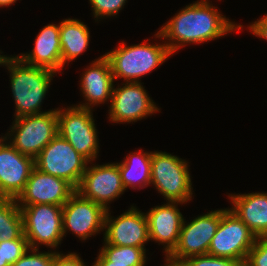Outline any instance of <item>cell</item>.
Returning <instances> with one entry per match:
<instances>
[{
    "label": "cell",
    "mask_w": 267,
    "mask_h": 266,
    "mask_svg": "<svg viewBox=\"0 0 267 266\" xmlns=\"http://www.w3.org/2000/svg\"><path fill=\"white\" fill-rule=\"evenodd\" d=\"M38 250L30 248L11 266H53L56 251L40 252Z\"/></svg>",
    "instance_id": "d4e9b609"
},
{
    "label": "cell",
    "mask_w": 267,
    "mask_h": 266,
    "mask_svg": "<svg viewBox=\"0 0 267 266\" xmlns=\"http://www.w3.org/2000/svg\"><path fill=\"white\" fill-rule=\"evenodd\" d=\"M76 189L65 179L34 168L19 196L18 205L53 204L63 206Z\"/></svg>",
    "instance_id": "2e32d148"
},
{
    "label": "cell",
    "mask_w": 267,
    "mask_h": 266,
    "mask_svg": "<svg viewBox=\"0 0 267 266\" xmlns=\"http://www.w3.org/2000/svg\"><path fill=\"white\" fill-rule=\"evenodd\" d=\"M256 236L248 226L229 208L222 214L216 233L213 236L208 254L212 256L246 260L249 250L253 247Z\"/></svg>",
    "instance_id": "30bf717a"
},
{
    "label": "cell",
    "mask_w": 267,
    "mask_h": 266,
    "mask_svg": "<svg viewBox=\"0 0 267 266\" xmlns=\"http://www.w3.org/2000/svg\"><path fill=\"white\" fill-rule=\"evenodd\" d=\"M232 210L256 236L267 235V193L229 194Z\"/></svg>",
    "instance_id": "ffe728a7"
},
{
    "label": "cell",
    "mask_w": 267,
    "mask_h": 266,
    "mask_svg": "<svg viewBox=\"0 0 267 266\" xmlns=\"http://www.w3.org/2000/svg\"><path fill=\"white\" fill-rule=\"evenodd\" d=\"M107 210L75 191L62 206V231L68 230L81 240L104 231Z\"/></svg>",
    "instance_id": "8fae6325"
},
{
    "label": "cell",
    "mask_w": 267,
    "mask_h": 266,
    "mask_svg": "<svg viewBox=\"0 0 267 266\" xmlns=\"http://www.w3.org/2000/svg\"><path fill=\"white\" fill-rule=\"evenodd\" d=\"M94 19L116 16L124 8L127 0H89Z\"/></svg>",
    "instance_id": "484cf974"
},
{
    "label": "cell",
    "mask_w": 267,
    "mask_h": 266,
    "mask_svg": "<svg viewBox=\"0 0 267 266\" xmlns=\"http://www.w3.org/2000/svg\"><path fill=\"white\" fill-rule=\"evenodd\" d=\"M59 36L63 70L67 62H72L88 49L90 31L88 26L81 20L66 18L60 22Z\"/></svg>",
    "instance_id": "44dd1931"
},
{
    "label": "cell",
    "mask_w": 267,
    "mask_h": 266,
    "mask_svg": "<svg viewBox=\"0 0 267 266\" xmlns=\"http://www.w3.org/2000/svg\"><path fill=\"white\" fill-rule=\"evenodd\" d=\"M107 210L103 238L107 244L115 246H132L145 249L149 240L148 219L144 212L131 206L127 212L117 218Z\"/></svg>",
    "instance_id": "5bb4252c"
},
{
    "label": "cell",
    "mask_w": 267,
    "mask_h": 266,
    "mask_svg": "<svg viewBox=\"0 0 267 266\" xmlns=\"http://www.w3.org/2000/svg\"><path fill=\"white\" fill-rule=\"evenodd\" d=\"M113 88L109 120L115 123H133L160 111L141 82H126Z\"/></svg>",
    "instance_id": "4fadbf2b"
},
{
    "label": "cell",
    "mask_w": 267,
    "mask_h": 266,
    "mask_svg": "<svg viewBox=\"0 0 267 266\" xmlns=\"http://www.w3.org/2000/svg\"><path fill=\"white\" fill-rule=\"evenodd\" d=\"M114 78L108 58L103 56L95 59L85 69L80 78V90L83 93L85 103L75 106L93 109V106L111 102L113 94Z\"/></svg>",
    "instance_id": "ac0fdd59"
},
{
    "label": "cell",
    "mask_w": 267,
    "mask_h": 266,
    "mask_svg": "<svg viewBox=\"0 0 267 266\" xmlns=\"http://www.w3.org/2000/svg\"><path fill=\"white\" fill-rule=\"evenodd\" d=\"M130 152L123 160L118 162L121 180L125 189H143L151 182V157L152 152ZM139 187V188H138Z\"/></svg>",
    "instance_id": "7402d4cb"
},
{
    "label": "cell",
    "mask_w": 267,
    "mask_h": 266,
    "mask_svg": "<svg viewBox=\"0 0 267 266\" xmlns=\"http://www.w3.org/2000/svg\"><path fill=\"white\" fill-rule=\"evenodd\" d=\"M20 207L24 236L30 248L39 245L57 248L64 238L62 231V206L53 204L18 205Z\"/></svg>",
    "instance_id": "ba28073f"
},
{
    "label": "cell",
    "mask_w": 267,
    "mask_h": 266,
    "mask_svg": "<svg viewBox=\"0 0 267 266\" xmlns=\"http://www.w3.org/2000/svg\"><path fill=\"white\" fill-rule=\"evenodd\" d=\"M124 41L116 49L104 55L108 58L113 78H123L125 82H140V77L151 73L162 65L172 54L166 43L126 46Z\"/></svg>",
    "instance_id": "3957f363"
},
{
    "label": "cell",
    "mask_w": 267,
    "mask_h": 266,
    "mask_svg": "<svg viewBox=\"0 0 267 266\" xmlns=\"http://www.w3.org/2000/svg\"><path fill=\"white\" fill-rule=\"evenodd\" d=\"M16 1L17 0H0V8L13 5Z\"/></svg>",
    "instance_id": "836d02e7"
},
{
    "label": "cell",
    "mask_w": 267,
    "mask_h": 266,
    "mask_svg": "<svg viewBox=\"0 0 267 266\" xmlns=\"http://www.w3.org/2000/svg\"><path fill=\"white\" fill-rule=\"evenodd\" d=\"M0 266H10L8 262L4 260L3 241L0 242Z\"/></svg>",
    "instance_id": "d6a6232c"
},
{
    "label": "cell",
    "mask_w": 267,
    "mask_h": 266,
    "mask_svg": "<svg viewBox=\"0 0 267 266\" xmlns=\"http://www.w3.org/2000/svg\"><path fill=\"white\" fill-rule=\"evenodd\" d=\"M92 266H145V263H121L107 261L100 253Z\"/></svg>",
    "instance_id": "1f68e13d"
},
{
    "label": "cell",
    "mask_w": 267,
    "mask_h": 266,
    "mask_svg": "<svg viewBox=\"0 0 267 266\" xmlns=\"http://www.w3.org/2000/svg\"><path fill=\"white\" fill-rule=\"evenodd\" d=\"M34 168L35 159L20 153L4 136L0 137V198L16 199Z\"/></svg>",
    "instance_id": "9a60e30c"
},
{
    "label": "cell",
    "mask_w": 267,
    "mask_h": 266,
    "mask_svg": "<svg viewBox=\"0 0 267 266\" xmlns=\"http://www.w3.org/2000/svg\"><path fill=\"white\" fill-rule=\"evenodd\" d=\"M83 261L79 254L75 252H70L66 255L61 252H56V259L53 266H86Z\"/></svg>",
    "instance_id": "f546056e"
},
{
    "label": "cell",
    "mask_w": 267,
    "mask_h": 266,
    "mask_svg": "<svg viewBox=\"0 0 267 266\" xmlns=\"http://www.w3.org/2000/svg\"><path fill=\"white\" fill-rule=\"evenodd\" d=\"M58 134L93 164L99 153V138L92 109L70 106L57 108Z\"/></svg>",
    "instance_id": "8992f818"
},
{
    "label": "cell",
    "mask_w": 267,
    "mask_h": 266,
    "mask_svg": "<svg viewBox=\"0 0 267 266\" xmlns=\"http://www.w3.org/2000/svg\"><path fill=\"white\" fill-rule=\"evenodd\" d=\"M99 253L110 262L146 263V249L132 246H115L104 241Z\"/></svg>",
    "instance_id": "cb8c5ba5"
},
{
    "label": "cell",
    "mask_w": 267,
    "mask_h": 266,
    "mask_svg": "<svg viewBox=\"0 0 267 266\" xmlns=\"http://www.w3.org/2000/svg\"><path fill=\"white\" fill-rule=\"evenodd\" d=\"M4 138L20 153L35 159L58 134L57 109L17 117Z\"/></svg>",
    "instance_id": "5b68a950"
},
{
    "label": "cell",
    "mask_w": 267,
    "mask_h": 266,
    "mask_svg": "<svg viewBox=\"0 0 267 266\" xmlns=\"http://www.w3.org/2000/svg\"><path fill=\"white\" fill-rule=\"evenodd\" d=\"M248 28L250 32L252 31L253 35L267 40V14L254 23H250Z\"/></svg>",
    "instance_id": "4dcf8cb0"
},
{
    "label": "cell",
    "mask_w": 267,
    "mask_h": 266,
    "mask_svg": "<svg viewBox=\"0 0 267 266\" xmlns=\"http://www.w3.org/2000/svg\"><path fill=\"white\" fill-rule=\"evenodd\" d=\"M188 162L167 152L154 151L151 157V182L166 201L187 203L193 187Z\"/></svg>",
    "instance_id": "277c9868"
},
{
    "label": "cell",
    "mask_w": 267,
    "mask_h": 266,
    "mask_svg": "<svg viewBox=\"0 0 267 266\" xmlns=\"http://www.w3.org/2000/svg\"><path fill=\"white\" fill-rule=\"evenodd\" d=\"M243 266H267V235L256 237Z\"/></svg>",
    "instance_id": "83f0119b"
},
{
    "label": "cell",
    "mask_w": 267,
    "mask_h": 266,
    "mask_svg": "<svg viewBox=\"0 0 267 266\" xmlns=\"http://www.w3.org/2000/svg\"><path fill=\"white\" fill-rule=\"evenodd\" d=\"M89 162L72 145L57 134L35 158V168L69 182L75 189L80 184Z\"/></svg>",
    "instance_id": "9c48e42d"
},
{
    "label": "cell",
    "mask_w": 267,
    "mask_h": 266,
    "mask_svg": "<svg viewBox=\"0 0 267 266\" xmlns=\"http://www.w3.org/2000/svg\"><path fill=\"white\" fill-rule=\"evenodd\" d=\"M243 25L229 21L209 0L186 5L154 35L165 41L173 55L186 44L208 42L240 30Z\"/></svg>",
    "instance_id": "6da1fadb"
},
{
    "label": "cell",
    "mask_w": 267,
    "mask_h": 266,
    "mask_svg": "<svg viewBox=\"0 0 267 266\" xmlns=\"http://www.w3.org/2000/svg\"><path fill=\"white\" fill-rule=\"evenodd\" d=\"M226 209L211 210L206 214L198 215L188 223L184 219L177 246L165 258V265L163 264V266H178L187 258L208 254L221 214Z\"/></svg>",
    "instance_id": "52a82bcc"
},
{
    "label": "cell",
    "mask_w": 267,
    "mask_h": 266,
    "mask_svg": "<svg viewBox=\"0 0 267 266\" xmlns=\"http://www.w3.org/2000/svg\"><path fill=\"white\" fill-rule=\"evenodd\" d=\"M178 266H243V263L231 258L204 254L187 258Z\"/></svg>",
    "instance_id": "4316f807"
},
{
    "label": "cell",
    "mask_w": 267,
    "mask_h": 266,
    "mask_svg": "<svg viewBox=\"0 0 267 266\" xmlns=\"http://www.w3.org/2000/svg\"><path fill=\"white\" fill-rule=\"evenodd\" d=\"M1 54H2V52L0 51V65L2 66L3 61H4V59H5V57H6L7 55H1Z\"/></svg>",
    "instance_id": "e575fe53"
},
{
    "label": "cell",
    "mask_w": 267,
    "mask_h": 266,
    "mask_svg": "<svg viewBox=\"0 0 267 266\" xmlns=\"http://www.w3.org/2000/svg\"><path fill=\"white\" fill-rule=\"evenodd\" d=\"M17 238H26L20 207L15 199L0 198V242Z\"/></svg>",
    "instance_id": "603a6c76"
},
{
    "label": "cell",
    "mask_w": 267,
    "mask_h": 266,
    "mask_svg": "<svg viewBox=\"0 0 267 266\" xmlns=\"http://www.w3.org/2000/svg\"><path fill=\"white\" fill-rule=\"evenodd\" d=\"M60 23L44 26L36 36L31 52L19 54L26 64L50 69L59 73L62 70V52L60 45Z\"/></svg>",
    "instance_id": "d6986e66"
},
{
    "label": "cell",
    "mask_w": 267,
    "mask_h": 266,
    "mask_svg": "<svg viewBox=\"0 0 267 266\" xmlns=\"http://www.w3.org/2000/svg\"><path fill=\"white\" fill-rule=\"evenodd\" d=\"M28 240L26 238H17L14 240L3 241L4 260L11 266L14 264L27 250H29Z\"/></svg>",
    "instance_id": "f1b7e54d"
},
{
    "label": "cell",
    "mask_w": 267,
    "mask_h": 266,
    "mask_svg": "<svg viewBox=\"0 0 267 266\" xmlns=\"http://www.w3.org/2000/svg\"><path fill=\"white\" fill-rule=\"evenodd\" d=\"M182 202H170L155 206L146 213L149 240L163 245L165 258L177 246L184 217L178 209ZM166 245V246H165Z\"/></svg>",
    "instance_id": "e0dca14e"
},
{
    "label": "cell",
    "mask_w": 267,
    "mask_h": 266,
    "mask_svg": "<svg viewBox=\"0 0 267 266\" xmlns=\"http://www.w3.org/2000/svg\"><path fill=\"white\" fill-rule=\"evenodd\" d=\"M76 191L82 197L109 210L110 202L126 191L121 180L119 165L107 163L87 166Z\"/></svg>",
    "instance_id": "7c38bea8"
},
{
    "label": "cell",
    "mask_w": 267,
    "mask_h": 266,
    "mask_svg": "<svg viewBox=\"0 0 267 266\" xmlns=\"http://www.w3.org/2000/svg\"><path fill=\"white\" fill-rule=\"evenodd\" d=\"M2 65L10 73V86L15 101L14 117L44 113L41 104L56 72L26 64L18 55L6 56Z\"/></svg>",
    "instance_id": "7a4b0ae2"
}]
</instances>
